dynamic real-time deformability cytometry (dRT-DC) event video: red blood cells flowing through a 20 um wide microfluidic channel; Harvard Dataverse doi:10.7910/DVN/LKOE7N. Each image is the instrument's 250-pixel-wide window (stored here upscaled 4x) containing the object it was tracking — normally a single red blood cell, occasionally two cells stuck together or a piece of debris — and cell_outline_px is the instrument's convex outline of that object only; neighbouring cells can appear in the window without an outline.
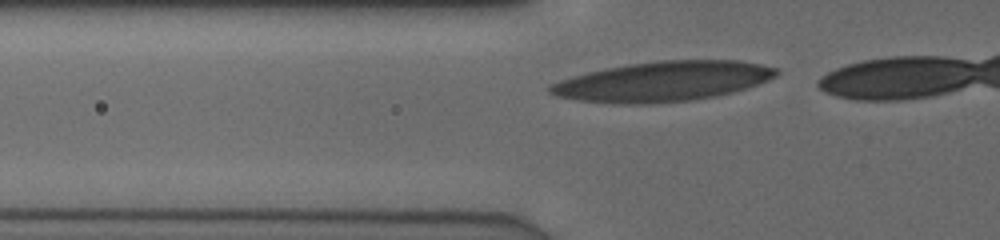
{"species": "human", "species_latin": "Homo sapiens", "temperature_condition": "cold", "stored_images_in_passage": 14, "camera_frame_rate_fps": 3000, "um_per_image_px": 0.085, "donor": {"sex": "male"}, "frame": {"image": 1, "passage_image": 8, "time_ms": 2.333, "image_size_px": [1000, 240], "cell_outline_px": [[780, 72], [776, 76], [768, 80], [732, 92], [712, 96], [688, 100], [640, 104], [620, 104], [580, 100], [556, 96], [548, 92], [548, 88], [552, 84], [560, 80], [572, 76], [604, 68], [628, 64], [656, 60], [740, 60], [760, 64], [776, 68]], "centroid_in_image_um": [56.32, 6.9], "position_along_channel_um": 69.5, "area_um2": 52.25}}
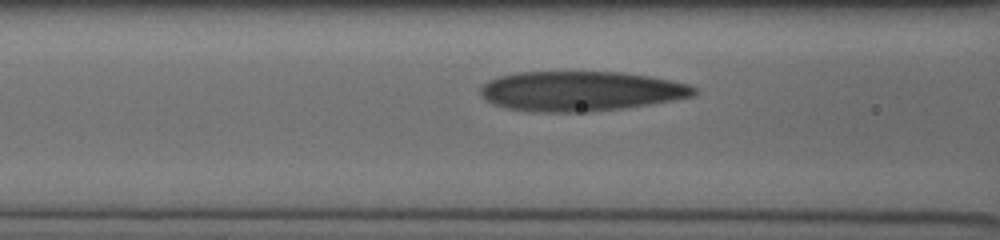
{"frame": {"image": 2, "passage_image": 12, "time_ms": 3.667, "image_size_px": [1000, 240], "cell_outline_px": [[696, 92], [692, 96], [648, 104], [620, 108], [588, 112], [532, 112], [508, 108], [492, 104], [480, 92], [480, 88], [488, 80], [500, 76], [516, 72], [620, 72], [648, 76], [688, 84], [696, 88]], "centroid_in_image_um": [49.31, 7.74], "position_along_channel_um": 117.3, "area_um2": 49.19}}